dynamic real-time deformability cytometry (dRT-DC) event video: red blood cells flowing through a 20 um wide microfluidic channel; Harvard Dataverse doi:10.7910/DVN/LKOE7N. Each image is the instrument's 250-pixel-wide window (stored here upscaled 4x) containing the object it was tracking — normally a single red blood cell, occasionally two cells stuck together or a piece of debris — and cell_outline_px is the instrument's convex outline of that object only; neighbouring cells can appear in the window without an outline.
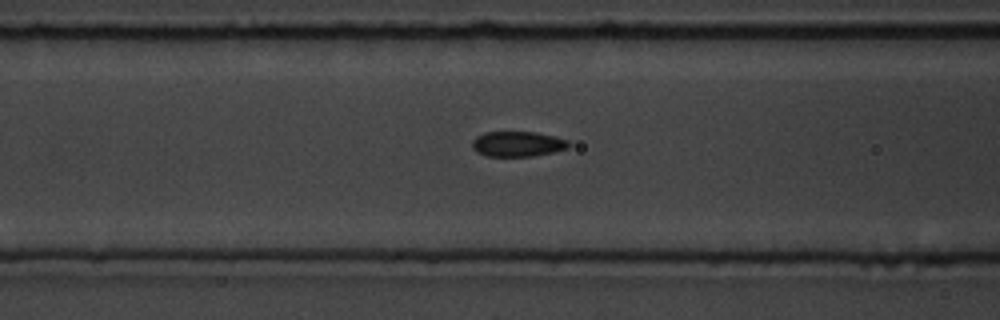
{"species": "common noctule bat (a hibernating species)", "species_latin": "Nyctalus noctula", "temperature_condition": "room temperature", "stored_images_in_passage": 7, "camera_frame_rate_fps": 3000, "um_per_image_px": 0.085, "animal": {"sex": "male", "body_mass_g": 19.5, "forearm_length_mm": 54.6}, "frame": {"image": 1, "passage_image": 7, "time_ms": 8.667, "image_size_px": [1000, 320], "cell_outline_px": [[572, 144], [568, 148], [552, 152], [532, 156], [488, 156], [476, 152], [472, 148], [472, 140], [476, 136], [484, 132], [536, 132], [568, 140]], "centroid_in_image_um": [43.98, 12.23], "position_along_channel_um": 122.6, "area_um2": 14.22}}